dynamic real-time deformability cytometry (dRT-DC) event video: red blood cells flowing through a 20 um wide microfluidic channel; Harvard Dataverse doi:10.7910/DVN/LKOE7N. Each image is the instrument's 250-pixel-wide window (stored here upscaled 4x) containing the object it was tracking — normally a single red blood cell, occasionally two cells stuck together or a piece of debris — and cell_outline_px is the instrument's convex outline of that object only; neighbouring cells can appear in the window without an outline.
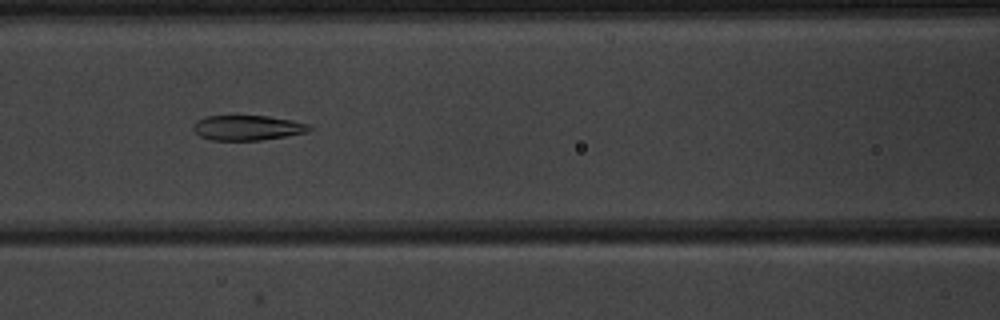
{"species": "common noctule bat (a hibernating species)", "species_latin": "Nyctalus noctula", "temperature_condition": "warm", "stored_images_in_passage": 9, "camera_frame_rate_fps": 3000, "um_per_image_px": 0.085, "animal": {"sex": "male", "body_mass_g": 20.1, "forearm_length_mm": 53.5}, "frame": {"image": 1, "passage_image": 7, "time_ms": 7.0, "image_size_px": [1000, 320], "cell_outline_px": [[312, 128], [308, 132], [288, 136], [260, 140], [212, 140], [200, 136], [192, 128], [192, 124], [196, 120], [204, 116], [268, 116], [292, 120], [308, 124]], "centroid_in_image_um": [21.02, 10.86], "position_along_channel_um": 145.6, "area_um2": 16.99}}
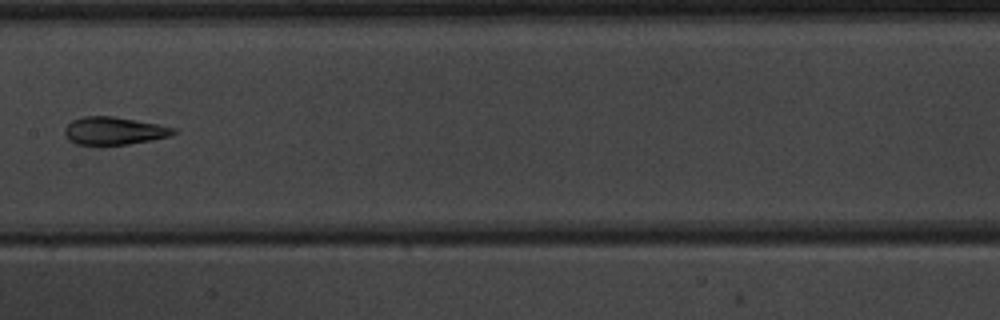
{"frame": {"image": 2, "passage_image": 8, "time_ms": 8.333, "image_size_px": [1000, 320], "cell_outline_px": [[180, 132], [172, 136], [152, 140], [128, 144], [76, 144], [68, 140], [64, 132], [64, 128], [72, 120], [80, 116], [112, 116], [160, 124], [176, 128]], "centroid_in_image_um": [9.74, 11.11], "position_along_channel_um": 197.7, "area_um2": 17.8}}
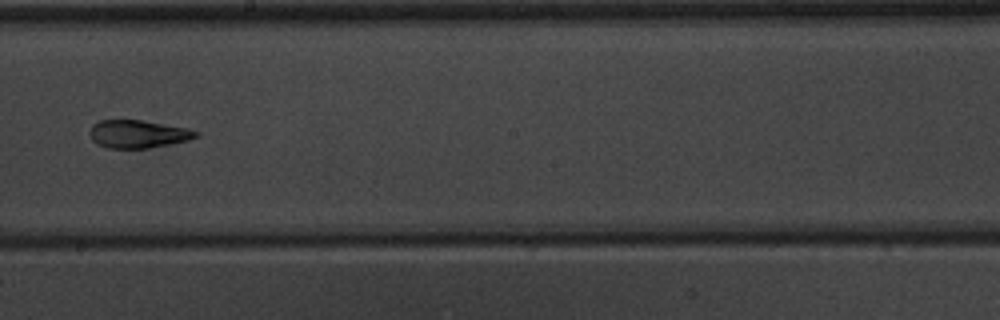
{"frame": {"image": 3, "passage_image": 9, "time_ms": 9.333, "image_size_px": [1000, 320], "cell_outline_px": [[200, 136], [188, 140], [148, 148], [108, 148], [92, 140], [88, 132], [92, 124], [100, 120], [140, 120], [188, 128], [200, 132]], "centroid_in_image_um": [11.73, 11.38], "position_along_channel_um": 236.5, "area_um2": 17.22}}